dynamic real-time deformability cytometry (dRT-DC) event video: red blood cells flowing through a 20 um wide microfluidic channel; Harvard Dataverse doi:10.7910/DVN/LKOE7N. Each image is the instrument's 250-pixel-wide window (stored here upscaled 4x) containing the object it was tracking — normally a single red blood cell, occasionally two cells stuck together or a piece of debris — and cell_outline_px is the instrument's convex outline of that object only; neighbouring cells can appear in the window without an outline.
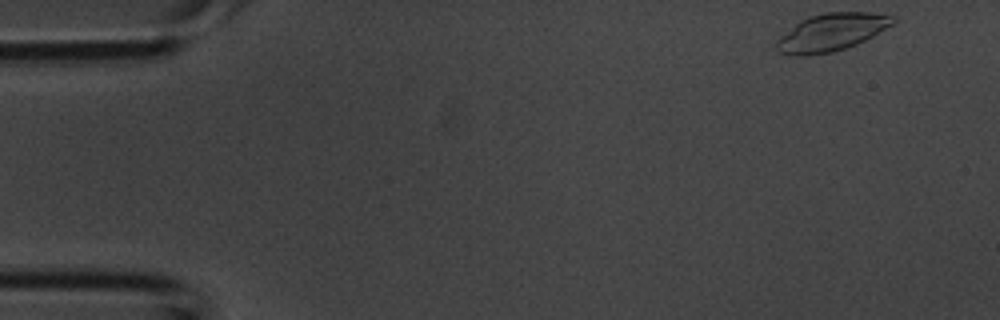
{"species": "common noctule bat (a hibernating species)", "species_latin": "Nyctalus noctula", "temperature_condition": "room temperature", "stored_images_in_passage": 4, "camera_frame_rate_fps": 3000, "um_per_image_px": 0.085, "animal": {"sex": "male", "body_mass_g": 20.1, "forearm_length_mm": 53.5}, "frame": {"image": 1, "passage_image": 1, "time_ms": 0.0, "image_size_px": [1000, 320], "cell_outline_px": [[896, 20], [892, 24], [872, 36], [856, 44], [832, 52], [808, 56], [792, 56], [780, 52], [776, 48], [776, 40], [780, 36], [800, 20], [812, 16], [828, 12], [868, 12], [896, 16]], "centroid_in_image_um": [70.65, 2.75], "position_along_channel_um": 14.4, "area_um2": 25.26}}